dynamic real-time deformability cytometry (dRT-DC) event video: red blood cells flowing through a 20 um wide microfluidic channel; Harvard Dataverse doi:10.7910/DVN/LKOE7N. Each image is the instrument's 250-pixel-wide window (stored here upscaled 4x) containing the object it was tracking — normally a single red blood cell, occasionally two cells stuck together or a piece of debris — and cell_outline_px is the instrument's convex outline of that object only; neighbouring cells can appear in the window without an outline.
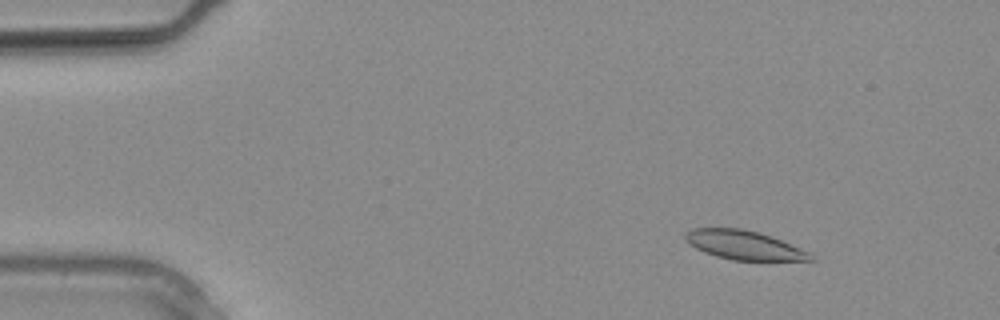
{"species": "common noctule bat (a hibernating species)", "species_latin": "Nyctalus noctula", "temperature_condition": "warm", "stored_images_in_passage": 21, "camera_frame_rate_fps": 3000, "um_per_image_px": 0.085, "animal": {"sex": "male", "body_mass_g": 20.4}, "frame": {"image": 1, "passage_image": 4, "time_ms": 1.0, "image_size_px": [1000, 320], "cell_outline_px": [[816, 260], [732, 260], [716, 256], [704, 252], [696, 248], [684, 240], [684, 236], [692, 228], [744, 228], [760, 232], [772, 236], [808, 252]], "centroid_in_image_um": [63.21, 20.82], "position_along_channel_um": 21.8, "area_um2": 21.04}}